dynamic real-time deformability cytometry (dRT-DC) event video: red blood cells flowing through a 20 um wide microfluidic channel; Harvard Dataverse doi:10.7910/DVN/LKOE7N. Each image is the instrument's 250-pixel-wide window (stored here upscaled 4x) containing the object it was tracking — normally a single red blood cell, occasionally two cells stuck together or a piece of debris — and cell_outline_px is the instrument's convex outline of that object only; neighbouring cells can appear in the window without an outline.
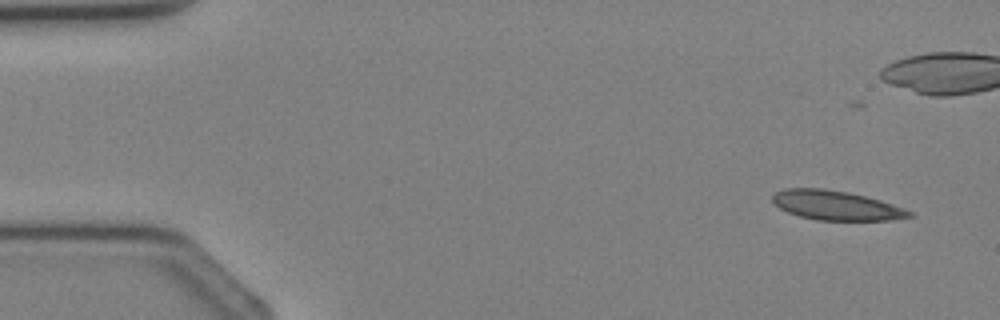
{"species": "Egyptian fruit bat (a non-hibernating species)", "species_latin": "Rousettus aegyptiacus", "temperature_condition": "cold", "stored_images_in_passage": 4, "camera_frame_rate_fps": 3000, "um_per_image_px": 0.085, "animal": {"sex": "female"}, "frame": {"image": 1, "passage_image": 1, "time_ms": 0.0, "image_size_px": [1000, 320], "cell_outline_px": [[916, 216], [892, 220], [816, 220], [800, 216], [788, 212], [780, 208], [772, 200], [772, 196], [776, 192], [784, 188], [824, 188], [848, 192], [880, 200], [904, 208], [912, 212]], "centroid_in_image_um": [71.09, 17.46], "position_along_channel_um": 13.9, "area_um2": 23.41}}